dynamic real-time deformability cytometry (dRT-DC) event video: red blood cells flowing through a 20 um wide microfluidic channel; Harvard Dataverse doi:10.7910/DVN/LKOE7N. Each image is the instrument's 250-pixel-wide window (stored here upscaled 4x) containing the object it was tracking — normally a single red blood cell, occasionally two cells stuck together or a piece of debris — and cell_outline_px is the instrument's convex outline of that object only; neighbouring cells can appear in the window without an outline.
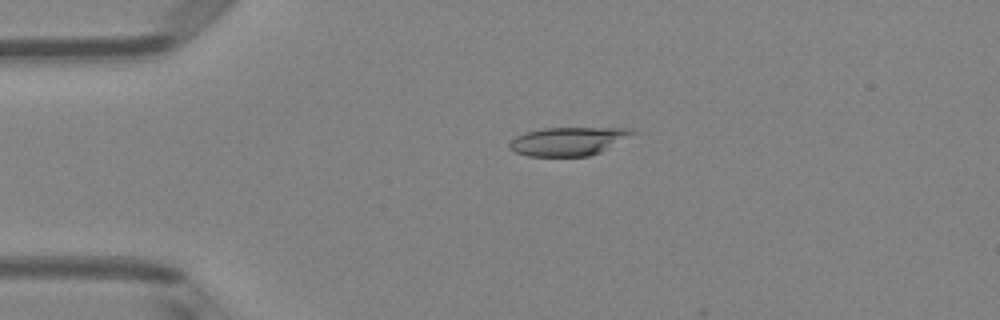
{"species": "Egyptian fruit bat (a non-hibernating species)", "species_latin": "Rousettus aegyptiacus", "temperature_condition": "room temperature", "stored_images_in_passage": 47, "camera_frame_rate_fps": 3000, "um_per_image_px": 0.085, "animal": {"sex": "female"}, "frame": {"image": 1, "passage_image": 8, "time_ms": 2.333, "image_size_px": [1000, 320], "cell_outline_px": [[640, 132], [600, 152], [588, 156], [528, 156], [516, 152], [508, 148], [508, 144], [516, 136], [528, 132], [544, 128], [632, 128]], "centroid_in_image_um": [48.35, 12.0], "position_along_channel_um": 36.6, "area_um2": 20.4}}
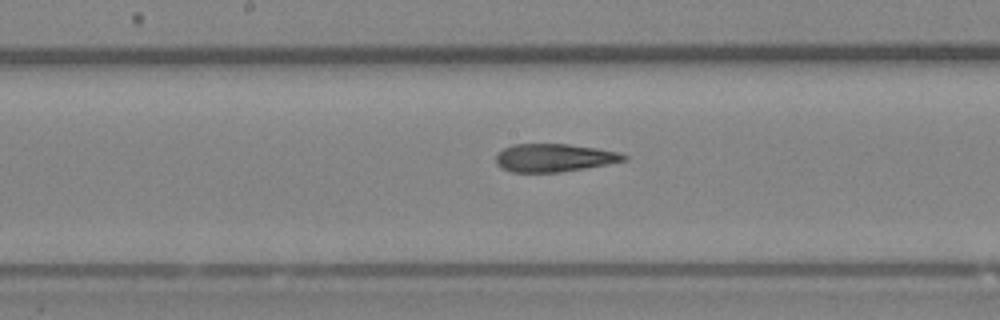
{"frame": {"image": 2, "passage_image": 23, "time_ms": 7.333, "image_size_px": [1000, 320], "cell_outline_px": [[628, 160], [608, 164], [560, 172], [512, 172], [500, 168], [496, 164], [496, 156], [504, 148], [512, 144], [568, 144], [596, 148], [620, 152], [628, 156]], "centroid_in_image_um": [47.11, 13.41], "position_along_channel_um": 201.1, "area_um2": 20.92}}
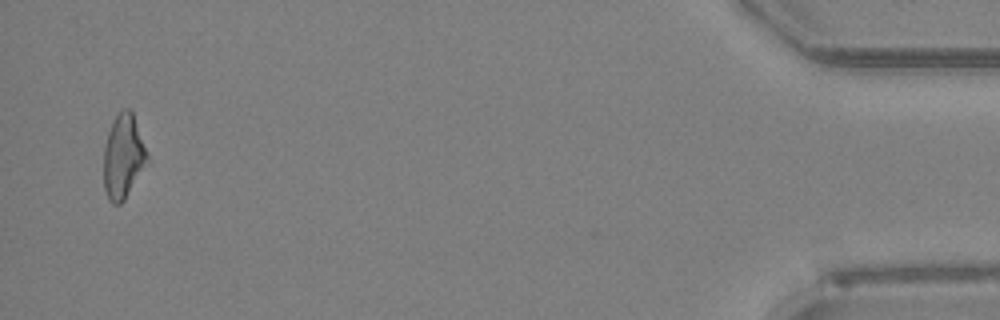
{"frame": {"image": 3, "passage_image": 46, "time_ms": 15.0, "image_size_px": [1000, 320], "cell_outline_px": [[148, 160], [124, 200], [120, 204], [112, 204], [108, 200], [104, 188], [104, 144], [108, 132], [116, 116], [124, 108], [128, 108], [132, 112], [148, 156]], "centroid_in_image_um": [10.45, 13.33], "position_along_channel_um": 424.8, "area_um2": 20.87}, "authors_computed_cell_mechanics": {"area_um2": 21.675, "velocity_mm_per_s": 4.0145, "shape_relaxation_time_tau1_ms": null, "shape_relaxation_time_tau2_ms": 3.4958, "deformation_change_tau1": null, "deformation_change_tau2": 0.1396}}